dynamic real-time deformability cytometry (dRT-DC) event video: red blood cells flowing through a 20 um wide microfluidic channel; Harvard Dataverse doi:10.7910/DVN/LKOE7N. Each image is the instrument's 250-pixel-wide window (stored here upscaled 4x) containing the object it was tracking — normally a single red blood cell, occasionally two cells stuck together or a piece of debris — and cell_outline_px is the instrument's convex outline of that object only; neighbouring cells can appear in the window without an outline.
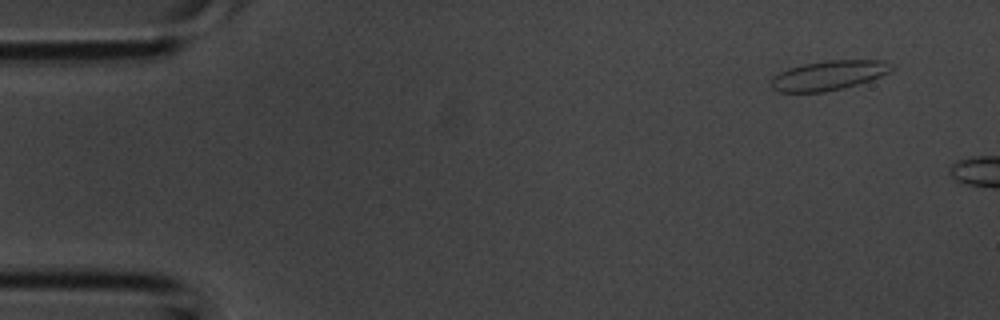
{"species": "common noctule bat (a hibernating species)", "species_latin": "Nyctalus noctula", "temperature_condition": "room temperature", "stored_images_in_passage": 4, "camera_frame_rate_fps": 3000, "um_per_image_px": 0.085, "animal": {"sex": "male", "body_mass_g": 20.1, "forearm_length_mm": 53.5}, "frame": {"image": 1, "passage_image": 1, "time_ms": 0.0, "image_size_px": [1000, 320], "cell_outline_px": [[896, 68], [880, 76], [844, 88], [824, 92], [780, 92], [772, 88], [772, 76], [788, 68], [804, 64], [828, 60], [880, 60], [892, 64]], "centroid_in_image_um": [70.43, 6.4], "position_along_channel_um": 14.6, "area_um2": 20.58}}